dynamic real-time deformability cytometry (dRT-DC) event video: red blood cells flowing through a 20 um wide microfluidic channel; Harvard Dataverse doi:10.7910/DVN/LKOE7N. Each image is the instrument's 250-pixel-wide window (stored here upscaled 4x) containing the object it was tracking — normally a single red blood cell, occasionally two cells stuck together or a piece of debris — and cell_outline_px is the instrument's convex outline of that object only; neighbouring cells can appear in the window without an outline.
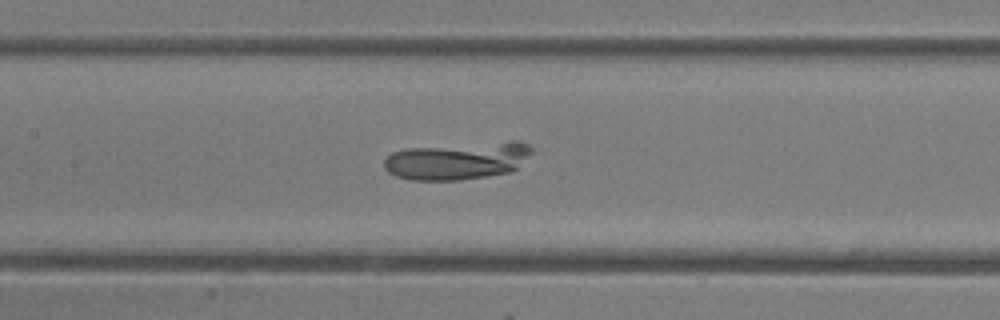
{"species": "common noctule bat (a hibernating species)", "species_latin": "Nyctalus noctula", "temperature_condition": "room temperature", "stored_images_in_passage": 43, "camera_frame_rate_fps": 3000, "um_per_image_px": 0.085, "animal": {"sex": "female"}, "frame": {"image": 1, "passage_image": 21, "time_ms": 6.667, "image_size_px": [1000, 320], "cell_outline_px": [[532, 152], [512, 172], [460, 180], [412, 180], [396, 176], [388, 172], [384, 168], [384, 160], [392, 152], [408, 148], [512, 140], [520, 140], [528, 144], [532, 148]], "centroid_in_image_um": [38.9, 13.65], "position_along_channel_um": 168.5, "area_um2": 32.43}, "authors_computed_cell_mechanics": {"area_um2": 24.7384, "velocity_mm_per_s": 4.1459, "shape_relaxation_time_tau1_ms": 8.3966, "shape_relaxation_time_tau2_ms": null, "deformation_change_tau1": null, "deformation_change_tau2": null}}